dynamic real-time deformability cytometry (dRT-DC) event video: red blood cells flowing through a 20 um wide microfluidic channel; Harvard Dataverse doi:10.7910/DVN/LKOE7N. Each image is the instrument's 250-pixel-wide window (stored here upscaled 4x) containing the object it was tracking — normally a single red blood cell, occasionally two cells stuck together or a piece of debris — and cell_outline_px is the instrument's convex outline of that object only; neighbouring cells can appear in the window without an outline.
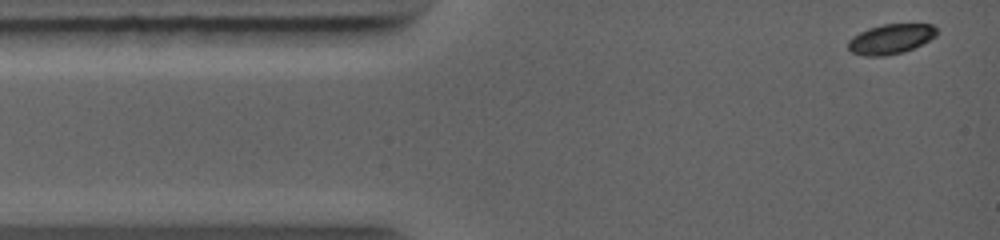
{"species": "common noctule bat (a hibernating species)", "species_latin": "Nyctalus noctula", "temperature_condition": "warm", "stored_images_in_passage": 9, "camera_frame_rate_fps": 5000, "um_per_image_px": 0.085, "animal": {"sex": "female", "body_mass_g": 19.0, "forearm_length_mm": 56.7}, "frame": {"image": 1, "passage_image": 1, "time_ms": 0.0, "image_size_px": [1000, 240], "cell_outline_px": [[936, 36], [904, 52], [884, 56], [864, 56], [852, 52], [848, 48], [848, 40], [852, 36], [868, 28], [884, 24], [932, 24], [936, 28]], "centroid_in_image_um": [75.68, 3.31], "position_along_channel_um": 9.3, "area_um2": 15.32}}
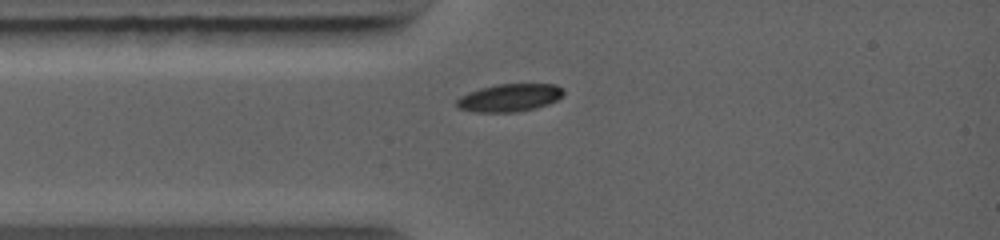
{"frame": {"image": 2, "passage_image": 8, "time_ms": 2.0, "image_size_px": [1000, 240], "cell_outline_px": [[564, 92], [556, 100], [548, 104], [536, 108], [516, 112], [476, 112], [456, 108], [456, 100], [460, 96], [468, 92], [480, 88], [496, 84], [556, 84], [564, 88]], "centroid_in_image_um": [43.29, 8.3], "position_along_channel_um": 41.7, "area_um2": 17.4}}